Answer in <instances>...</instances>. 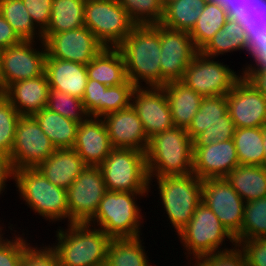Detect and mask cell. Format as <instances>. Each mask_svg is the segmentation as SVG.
Listing matches in <instances>:
<instances>
[{"label":"cell","mask_w":266,"mask_h":266,"mask_svg":"<svg viewBox=\"0 0 266 266\" xmlns=\"http://www.w3.org/2000/svg\"><path fill=\"white\" fill-rule=\"evenodd\" d=\"M117 48L135 87H161L160 24L135 25Z\"/></svg>","instance_id":"cell-1"},{"label":"cell","mask_w":266,"mask_h":266,"mask_svg":"<svg viewBox=\"0 0 266 266\" xmlns=\"http://www.w3.org/2000/svg\"><path fill=\"white\" fill-rule=\"evenodd\" d=\"M59 227L56 251L60 266H103L106 265L107 249L111 238L100 228L88 223L66 224ZM57 244V245H56Z\"/></svg>","instance_id":"cell-2"},{"label":"cell","mask_w":266,"mask_h":266,"mask_svg":"<svg viewBox=\"0 0 266 266\" xmlns=\"http://www.w3.org/2000/svg\"><path fill=\"white\" fill-rule=\"evenodd\" d=\"M266 48V22L257 14L233 12L223 28L200 50L206 56L245 51L254 59Z\"/></svg>","instance_id":"cell-3"},{"label":"cell","mask_w":266,"mask_h":266,"mask_svg":"<svg viewBox=\"0 0 266 266\" xmlns=\"http://www.w3.org/2000/svg\"><path fill=\"white\" fill-rule=\"evenodd\" d=\"M146 164L149 178L193 173V140L186 129L174 127L152 136Z\"/></svg>","instance_id":"cell-4"},{"label":"cell","mask_w":266,"mask_h":266,"mask_svg":"<svg viewBox=\"0 0 266 266\" xmlns=\"http://www.w3.org/2000/svg\"><path fill=\"white\" fill-rule=\"evenodd\" d=\"M148 193L106 191L95 215L87 223L102 229L111 239L140 237L145 216L136 201L146 194L148 197Z\"/></svg>","instance_id":"cell-5"},{"label":"cell","mask_w":266,"mask_h":266,"mask_svg":"<svg viewBox=\"0 0 266 266\" xmlns=\"http://www.w3.org/2000/svg\"><path fill=\"white\" fill-rule=\"evenodd\" d=\"M14 183L20 199L32 209L35 214L44 217L49 222L68 220L67 190L55 186L37 168L15 170Z\"/></svg>","instance_id":"cell-6"},{"label":"cell","mask_w":266,"mask_h":266,"mask_svg":"<svg viewBox=\"0 0 266 266\" xmlns=\"http://www.w3.org/2000/svg\"><path fill=\"white\" fill-rule=\"evenodd\" d=\"M156 187L163 210L176 235L190 222L197 206L202 202V180L195 174L149 178V186ZM158 185V186H157Z\"/></svg>","instance_id":"cell-7"},{"label":"cell","mask_w":266,"mask_h":266,"mask_svg":"<svg viewBox=\"0 0 266 266\" xmlns=\"http://www.w3.org/2000/svg\"><path fill=\"white\" fill-rule=\"evenodd\" d=\"M177 237L187 251L184 256L186 259L191 256L189 259L192 261L206 254L230 249L226 247L225 241L229 240L231 247L237 244L235 237L204 202L197 206L192 219Z\"/></svg>","instance_id":"cell-8"},{"label":"cell","mask_w":266,"mask_h":266,"mask_svg":"<svg viewBox=\"0 0 266 266\" xmlns=\"http://www.w3.org/2000/svg\"><path fill=\"white\" fill-rule=\"evenodd\" d=\"M107 191L150 192L146 152L113 148L98 166Z\"/></svg>","instance_id":"cell-9"},{"label":"cell","mask_w":266,"mask_h":266,"mask_svg":"<svg viewBox=\"0 0 266 266\" xmlns=\"http://www.w3.org/2000/svg\"><path fill=\"white\" fill-rule=\"evenodd\" d=\"M84 25L105 47H117L135 26L118 0H86Z\"/></svg>","instance_id":"cell-10"},{"label":"cell","mask_w":266,"mask_h":266,"mask_svg":"<svg viewBox=\"0 0 266 266\" xmlns=\"http://www.w3.org/2000/svg\"><path fill=\"white\" fill-rule=\"evenodd\" d=\"M215 59L198 51L186 68L182 82L203 97L226 96L243 71L237 74L229 65Z\"/></svg>","instance_id":"cell-11"},{"label":"cell","mask_w":266,"mask_h":266,"mask_svg":"<svg viewBox=\"0 0 266 266\" xmlns=\"http://www.w3.org/2000/svg\"><path fill=\"white\" fill-rule=\"evenodd\" d=\"M37 42L40 46L36 45ZM38 47H42V50ZM46 57L47 52L43 40L36 42L22 40L16 45L3 49L0 63V93L14 82L43 75Z\"/></svg>","instance_id":"cell-12"},{"label":"cell","mask_w":266,"mask_h":266,"mask_svg":"<svg viewBox=\"0 0 266 266\" xmlns=\"http://www.w3.org/2000/svg\"><path fill=\"white\" fill-rule=\"evenodd\" d=\"M56 150L33 116H21L10 153L15 170L37 168Z\"/></svg>","instance_id":"cell-13"},{"label":"cell","mask_w":266,"mask_h":266,"mask_svg":"<svg viewBox=\"0 0 266 266\" xmlns=\"http://www.w3.org/2000/svg\"><path fill=\"white\" fill-rule=\"evenodd\" d=\"M106 186L98 166H86L67 189L69 224L87 223L96 213Z\"/></svg>","instance_id":"cell-14"},{"label":"cell","mask_w":266,"mask_h":266,"mask_svg":"<svg viewBox=\"0 0 266 266\" xmlns=\"http://www.w3.org/2000/svg\"><path fill=\"white\" fill-rule=\"evenodd\" d=\"M161 87L169 82L182 81L185 70L198 50L189 32L173 30L160 24Z\"/></svg>","instance_id":"cell-15"},{"label":"cell","mask_w":266,"mask_h":266,"mask_svg":"<svg viewBox=\"0 0 266 266\" xmlns=\"http://www.w3.org/2000/svg\"><path fill=\"white\" fill-rule=\"evenodd\" d=\"M202 202L234 237L241 231L245 201L225 178L202 180Z\"/></svg>","instance_id":"cell-16"},{"label":"cell","mask_w":266,"mask_h":266,"mask_svg":"<svg viewBox=\"0 0 266 266\" xmlns=\"http://www.w3.org/2000/svg\"><path fill=\"white\" fill-rule=\"evenodd\" d=\"M47 57L87 65L105 46L85 26L50 35L44 41Z\"/></svg>","instance_id":"cell-17"},{"label":"cell","mask_w":266,"mask_h":266,"mask_svg":"<svg viewBox=\"0 0 266 266\" xmlns=\"http://www.w3.org/2000/svg\"><path fill=\"white\" fill-rule=\"evenodd\" d=\"M226 101L236 128L262 127L266 123V98L244 75L226 95Z\"/></svg>","instance_id":"cell-18"},{"label":"cell","mask_w":266,"mask_h":266,"mask_svg":"<svg viewBox=\"0 0 266 266\" xmlns=\"http://www.w3.org/2000/svg\"><path fill=\"white\" fill-rule=\"evenodd\" d=\"M131 105L136 110L149 139L157 133L175 127L163 87H135Z\"/></svg>","instance_id":"cell-19"},{"label":"cell","mask_w":266,"mask_h":266,"mask_svg":"<svg viewBox=\"0 0 266 266\" xmlns=\"http://www.w3.org/2000/svg\"><path fill=\"white\" fill-rule=\"evenodd\" d=\"M239 165L233 139L193 147V174L201 180L225 178Z\"/></svg>","instance_id":"cell-20"},{"label":"cell","mask_w":266,"mask_h":266,"mask_svg":"<svg viewBox=\"0 0 266 266\" xmlns=\"http://www.w3.org/2000/svg\"><path fill=\"white\" fill-rule=\"evenodd\" d=\"M102 119L113 148L147 151L149 138L145 134L142 122L132 105L126 109L108 113Z\"/></svg>","instance_id":"cell-21"},{"label":"cell","mask_w":266,"mask_h":266,"mask_svg":"<svg viewBox=\"0 0 266 266\" xmlns=\"http://www.w3.org/2000/svg\"><path fill=\"white\" fill-rule=\"evenodd\" d=\"M73 149L87 166H99L113 149L102 118L88 117L79 123Z\"/></svg>","instance_id":"cell-22"},{"label":"cell","mask_w":266,"mask_h":266,"mask_svg":"<svg viewBox=\"0 0 266 266\" xmlns=\"http://www.w3.org/2000/svg\"><path fill=\"white\" fill-rule=\"evenodd\" d=\"M49 83L46 73L10 84L2 94L21 116H33L47 107Z\"/></svg>","instance_id":"cell-23"},{"label":"cell","mask_w":266,"mask_h":266,"mask_svg":"<svg viewBox=\"0 0 266 266\" xmlns=\"http://www.w3.org/2000/svg\"><path fill=\"white\" fill-rule=\"evenodd\" d=\"M45 73L49 88L76 98H83L88 81L85 64L57 58H46Z\"/></svg>","instance_id":"cell-24"},{"label":"cell","mask_w":266,"mask_h":266,"mask_svg":"<svg viewBox=\"0 0 266 266\" xmlns=\"http://www.w3.org/2000/svg\"><path fill=\"white\" fill-rule=\"evenodd\" d=\"M86 166L73 148H63L56 149L37 169L49 182L67 190Z\"/></svg>","instance_id":"cell-25"},{"label":"cell","mask_w":266,"mask_h":266,"mask_svg":"<svg viewBox=\"0 0 266 266\" xmlns=\"http://www.w3.org/2000/svg\"><path fill=\"white\" fill-rule=\"evenodd\" d=\"M88 79L106 86L125 84L128 81L125 61L117 47H104L87 65Z\"/></svg>","instance_id":"cell-26"},{"label":"cell","mask_w":266,"mask_h":266,"mask_svg":"<svg viewBox=\"0 0 266 266\" xmlns=\"http://www.w3.org/2000/svg\"><path fill=\"white\" fill-rule=\"evenodd\" d=\"M175 127L187 129L200 108L203 96L190 89L182 81H173L163 86Z\"/></svg>","instance_id":"cell-27"},{"label":"cell","mask_w":266,"mask_h":266,"mask_svg":"<svg viewBox=\"0 0 266 266\" xmlns=\"http://www.w3.org/2000/svg\"><path fill=\"white\" fill-rule=\"evenodd\" d=\"M225 179L245 203L266 197L265 166L239 165Z\"/></svg>","instance_id":"cell-28"},{"label":"cell","mask_w":266,"mask_h":266,"mask_svg":"<svg viewBox=\"0 0 266 266\" xmlns=\"http://www.w3.org/2000/svg\"><path fill=\"white\" fill-rule=\"evenodd\" d=\"M234 11L215 0H208L197 19L193 29L189 32L195 48L200 51L209 40L225 25Z\"/></svg>","instance_id":"cell-29"},{"label":"cell","mask_w":266,"mask_h":266,"mask_svg":"<svg viewBox=\"0 0 266 266\" xmlns=\"http://www.w3.org/2000/svg\"><path fill=\"white\" fill-rule=\"evenodd\" d=\"M33 117L56 149L73 148L79 123L43 108Z\"/></svg>","instance_id":"cell-30"},{"label":"cell","mask_w":266,"mask_h":266,"mask_svg":"<svg viewBox=\"0 0 266 266\" xmlns=\"http://www.w3.org/2000/svg\"><path fill=\"white\" fill-rule=\"evenodd\" d=\"M86 0H53L48 26L42 31V40L50 35L74 30L84 25Z\"/></svg>","instance_id":"cell-31"},{"label":"cell","mask_w":266,"mask_h":266,"mask_svg":"<svg viewBox=\"0 0 266 266\" xmlns=\"http://www.w3.org/2000/svg\"><path fill=\"white\" fill-rule=\"evenodd\" d=\"M215 124H234L228 113L226 96L203 97L200 108L186 131L193 140L199 133Z\"/></svg>","instance_id":"cell-32"},{"label":"cell","mask_w":266,"mask_h":266,"mask_svg":"<svg viewBox=\"0 0 266 266\" xmlns=\"http://www.w3.org/2000/svg\"><path fill=\"white\" fill-rule=\"evenodd\" d=\"M142 237L112 238L107 249V266H152Z\"/></svg>","instance_id":"cell-33"},{"label":"cell","mask_w":266,"mask_h":266,"mask_svg":"<svg viewBox=\"0 0 266 266\" xmlns=\"http://www.w3.org/2000/svg\"><path fill=\"white\" fill-rule=\"evenodd\" d=\"M208 0H175L164 7L161 25L190 32Z\"/></svg>","instance_id":"cell-34"},{"label":"cell","mask_w":266,"mask_h":266,"mask_svg":"<svg viewBox=\"0 0 266 266\" xmlns=\"http://www.w3.org/2000/svg\"><path fill=\"white\" fill-rule=\"evenodd\" d=\"M232 139L240 165L264 166L262 127L236 128Z\"/></svg>","instance_id":"cell-35"},{"label":"cell","mask_w":266,"mask_h":266,"mask_svg":"<svg viewBox=\"0 0 266 266\" xmlns=\"http://www.w3.org/2000/svg\"><path fill=\"white\" fill-rule=\"evenodd\" d=\"M0 14L22 40H42V31L33 23L22 0H0Z\"/></svg>","instance_id":"cell-36"},{"label":"cell","mask_w":266,"mask_h":266,"mask_svg":"<svg viewBox=\"0 0 266 266\" xmlns=\"http://www.w3.org/2000/svg\"><path fill=\"white\" fill-rule=\"evenodd\" d=\"M263 237H266V197L245 203L241 231L235 240Z\"/></svg>","instance_id":"cell-37"},{"label":"cell","mask_w":266,"mask_h":266,"mask_svg":"<svg viewBox=\"0 0 266 266\" xmlns=\"http://www.w3.org/2000/svg\"><path fill=\"white\" fill-rule=\"evenodd\" d=\"M135 25L160 24L164 7L159 0H118Z\"/></svg>","instance_id":"cell-38"},{"label":"cell","mask_w":266,"mask_h":266,"mask_svg":"<svg viewBox=\"0 0 266 266\" xmlns=\"http://www.w3.org/2000/svg\"><path fill=\"white\" fill-rule=\"evenodd\" d=\"M46 108L78 123L84 122L89 117L82 99L54 89H49Z\"/></svg>","instance_id":"cell-39"},{"label":"cell","mask_w":266,"mask_h":266,"mask_svg":"<svg viewBox=\"0 0 266 266\" xmlns=\"http://www.w3.org/2000/svg\"><path fill=\"white\" fill-rule=\"evenodd\" d=\"M21 115L9 100L0 93V151L10 155L13 148L16 126Z\"/></svg>","instance_id":"cell-40"},{"label":"cell","mask_w":266,"mask_h":266,"mask_svg":"<svg viewBox=\"0 0 266 266\" xmlns=\"http://www.w3.org/2000/svg\"><path fill=\"white\" fill-rule=\"evenodd\" d=\"M135 85L128 80L125 84L109 86L104 91L102 117L108 113L126 109L131 105Z\"/></svg>","instance_id":"cell-41"},{"label":"cell","mask_w":266,"mask_h":266,"mask_svg":"<svg viewBox=\"0 0 266 266\" xmlns=\"http://www.w3.org/2000/svg\"><path fill=\"white\" fill-rule=\"evenodd\" d=\"M4 234L0 235V266H21L23 253L31 243L27 237L24 239V233H14L13 238L9 237L11 239L5 238Z\"/></svg>","instance_id":"cell-42"},{"label":"cell","mask_w":266,"mask_h":266,"mask_svg":"<svg viewBox=\"0 0 266 266\" xmlns=\"http://www.w3.org/2000/svg\"><path fill=\"white\" fill-rule=\"evenodd\" d=\"M195 261L198 266H247L245 253L238 244L225 251L203 255Z\"/></svg>","instance_id":"cell-43"},{"label":"cell","mask_w":266,"mask_h":266,"mask_svg":"<svg viewBox=\"0 0 266 266\" xmlns=\"http://www.w3.org/2000/svg\"><path fill=\"white\" fill-rule=\"evenodd\" d=\"M21 266H60L56 251L48 244L38 247L29 245L21 260Z\"/></svg>","instance_id":"cell-44"},{"label":"cell","mask_w":266,"mask_h":266,"mask_svg":"<svg viewBox=\"0 0 266 266\" xmlns=\"http://www.w3.org/2000/svg\"><path fill=\"white\" fill-rule=\"evenodd\" d=\"M107 87L94 79H88L82 102L90 117L102 118V102Z\"/></svg>","instance_id":"cell-45"},{"label":"cell","mask_w":266,"mask_h":266,"mask_svg":"<svg viewBox=\"0 0 266 266\" xmlns=\"http://www.w3.org/2000/svg\"><path fill=\"white\" fill-rule=\"evenodd\" d=\"M250 61L251 64L242 67L243 75L266 98V48Z\"/></svg>","instance_id":"cell-46"},{"label":"cell","mask_w":266,"mask_h":266,"mask_svg":"<svg viewBox=\"0 0 266 266\" xmlns=\"http://www.w3.org/2000/svg\"><path fill=\"white\" fill-rule=\"evenodd\" d=\"M234 124H215L193 139V147H205L214 142H223L233 138L235 133Z\"/></svg>","instance_id":"cell-47"},{"label":"cell","mask_w":266,"mask_h":266,"mask_svg":"<svg viewBox=\"0 0 266 266\" xmlns=\"http://www.w3.org/2000/svg\"><path fill=\"white\" fill-rule=\"evenodd\" d=\"M245 253L247 266H266V237L238 241Z\"/></svg>","instance_id":"cell-48"},{"label":"cell","mask_w":266,"mask_h":266,"mask_svg":"<svg viewBox=\"0 0 266 266\" xmlns=\"http://www.w3.org/2000/svg\"><path fill=\"white\" fill-rule=\"evenodd\" d=\"M33 23L43 31L49 23L53 0H22Z\"/></svg>","instance_id":"cell-49"},{"label":"cell","mask_w":266,"mask_h":266,"mask_svg":"<svg viewBox=\"0 0 266 266\" xmlns=\"http://www.w3.org/2000/svg\"><path fill=\"white\" fill-rule=\"evenodd\" d=\"M230 7L235 12L257 14L266 22V0H215Z\"/></svg>","instance_id":"cell-50"},{"label":"cell","mask_w":266,"mask_h":266,"mask_svg":"<svg viewBox=\"0 0 266 266\" xmlns=\"http://www.w3.org/2000/svg\"><path fill=\"white\" fill-rule=\"evenodd\" d=\"M10 178V179H9ZM15 178V169L12 165L11 157L9 154L0 151V195L7 189L6 184ZM8 179V180H7ZM3 191V192H2Z\"/></svg>","instance_id":"cell-51"},{"label":"cell","mask_w":266,"mask_h":266,"mask_svg":"<svg viewBox=\"0 0 266 266\" xmlns=\"http://www.w3.org/2000/svg\"><path fill=\"white\" fill-rule=\"evenodd\" d=\"M22 39L13 30L11 25L0 14V47L6 49L7 47L20 43Z\"/></svg>","instance_id":"cell-52"},{"label":"cell","mask_w":266,"mask_h":266,"mask_svg":"<svg viewBox=\"0 0 266 266\" xmlns=\"http://www.w3.org/2000/svg\"><path fill=\"white\" fill-rule=\"evenodd\" d=\"M263 148H264V166L266 167V123L262 126Z\"/></svg>","instance_id":"cell-53"},{"label":"cell","mask_w":266,"mask_h":266,"mask_svg":"<svg viewBox=\"0 0 266 266\" xmlns=\"http://www.w3.org/2000/svg\"><path fill=\"white\" fill-rule=\"evenodd\" d=\"M173 1H175V0H159V2L162 4L163 7L167 6L168 4H170Z\"/></svg>","instance_id":"cell-54"},{"label":"cell","mask_w":266,"mask_h":266,"mask_svg":"<svg viewBox=\"0 0 266 266\" xmlns=\"http://www.w3.org/2000/svg\"><path fill=\"white\" fill-rule=\"evenodd\" d=\"M189 261H190V263H189ZM187 263L191 266H198V264H197V262L196 261H194V262H191V260H189ZM192 263V264H191ZM184 266H186V265H184Z\"/></svg>","instance_id":"cell-55"},{"label":"cell","mask_w":266,"mask_h":266,"mask_svg":"<svg viewBox=\"0 0 266 266\" xmlns=\"http://www.w3.org/2000/svg\"><path fill=\"white\" fill-rule=\"evenodd\" d=\"M2 52H3V48L0 47V63H1Z\"/></svg>","instance_id":"cell-56"},{"label":"cell","mask_w":266,"mask_h":266,"mask_svg":"<svg viewBox=\"0 0 266 266\" xmlns=\"http://www.w3.org/2000/svg\"><path fill=\"white\" fill-rule=\"evenodd\" d=\"M2 228L3 226L1 227V224H0V235L2 234V232H4Z\"/></svg>","instance_id":"cell-57"}]
</instances>
